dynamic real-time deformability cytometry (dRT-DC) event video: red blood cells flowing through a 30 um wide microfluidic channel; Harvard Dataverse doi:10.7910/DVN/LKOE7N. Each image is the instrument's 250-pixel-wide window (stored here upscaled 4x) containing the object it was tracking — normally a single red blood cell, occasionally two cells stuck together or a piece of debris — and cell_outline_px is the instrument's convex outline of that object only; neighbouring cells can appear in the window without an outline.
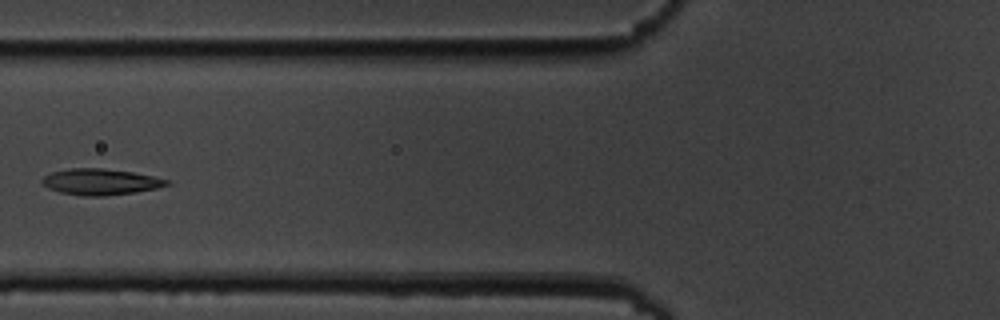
{"species": "common noctule bat (a hibernating species)", "species_latin": "Nyctalus noctula", "temperature_condition": "cold", "stored_images_in_passage": 6, "camera_frame_rate_fps": 3000, "um_per_image_px": 0.085, "animal": {"sex": "male", "body_mass_g": 19.5, "forearm_length_mm": 54.6}, "frame": {"image": 1, "passage_image": 6, "time_ms": 5.667, "image_size_px": [1000, 320], "cell_outline_px": [[172, 184], [156, 188], [136, 192], [104, 196], [84, 196], [60, 192], [48, 188], [40, 180], [44, 176], [52, 172], [68, 168], [100, 168], [132, 172], [172, 180]], "centroid_in_image_um": [8.57, 15.45], "position_along_channel_um": 117.2, "area_um2": 19.02}}